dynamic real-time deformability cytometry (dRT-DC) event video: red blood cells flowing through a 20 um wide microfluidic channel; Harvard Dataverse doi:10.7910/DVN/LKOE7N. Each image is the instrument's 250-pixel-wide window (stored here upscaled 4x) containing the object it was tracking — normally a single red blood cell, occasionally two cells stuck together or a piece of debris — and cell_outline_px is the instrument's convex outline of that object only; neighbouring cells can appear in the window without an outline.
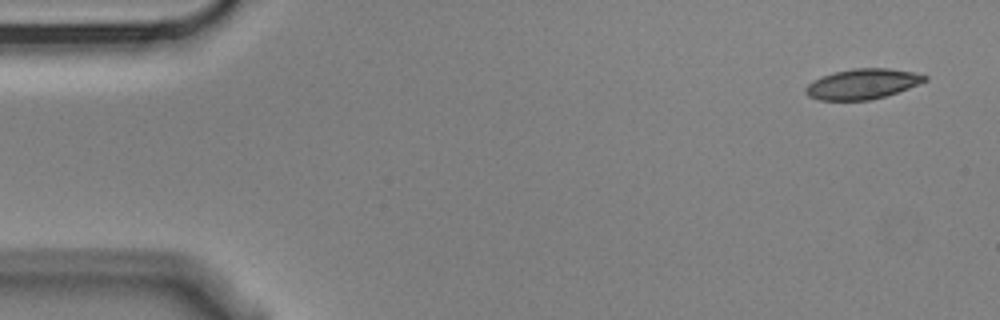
{"species": "Egyptian fruit bat (a non-hibernating species)", "species_latin": "Rousettus aegyptiacus", "temperature_condition": "cold", "stored_images_in_passage": 5, "camera_frame_rate_fps": 3000, "um_per_image_px": 0.085, "animal": {"sex": "male"}, "frame": {"image": 1, "passage_image": 1, "time_ms": 0.0, "image_size_px": [1000, 320], "cell_outline_px": [[928, 80], [908, 88], [884, 96], [868, 100], [820, 100], [808, 96], [804, 92], [804, 88], [812, 80], [836, 72], [852, 68], [888, 68], [912, 72], [928, 76]], "centroid_in_image_um": [73.28, 7.13], "position_along_channel_um": 11.7, "area_um2": 20.81}}
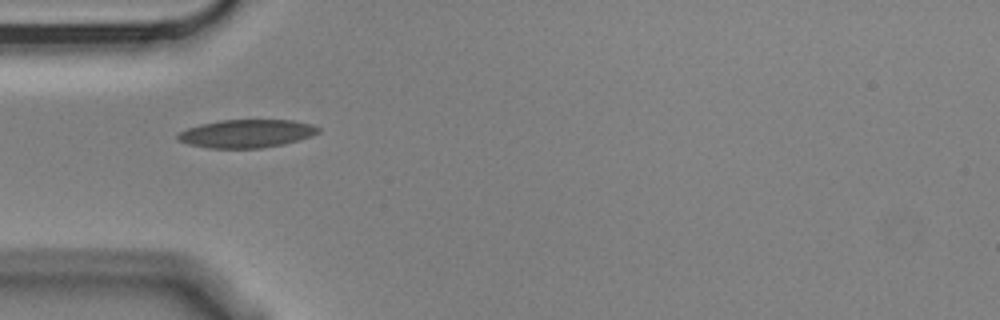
{"frame": {"image": 2, "passage_image": 5, "time_ms": 1.333, "image_size_px": [1000, 320], "cell_outline_px": [[320, 132], [284, 144], [260, 148], [208, 148], [188, 144], [176, 140], [176, 136], [180, 132], [188, 128], [200, 124], [220, 120], [292, 120], [308, 124], [320, 128]], "centroid_in_image_um": [20.89, 11.35], "position_along_channel_um": 64.1, "area_um2": 22.83}}